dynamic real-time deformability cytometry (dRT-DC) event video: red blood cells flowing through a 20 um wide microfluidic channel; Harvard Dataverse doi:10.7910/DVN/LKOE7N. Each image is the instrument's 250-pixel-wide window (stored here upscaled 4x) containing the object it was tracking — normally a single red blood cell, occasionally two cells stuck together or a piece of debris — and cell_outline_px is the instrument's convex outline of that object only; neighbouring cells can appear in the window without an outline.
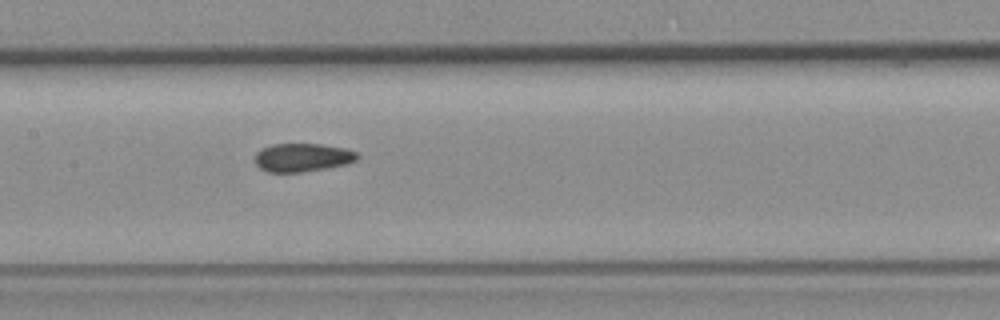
{"species": "common noctule bat (a hibernating species)", "species_latin": "Nyctalus noctula", "temperature_condition": "room temperature", "stored_images_in_passage": 6, "camera_frame_rate_fps": 3000, "um_per_image_px": 0.085, "animal": {"sex": "female", "body_mass_g": 19.3, "forearm_length_mm": 54.1}, "frame": {"image": 1, "passage_image": 6, "time_ms": 6.0, "image_size_px": [1000, 320], "cell_outline_px": [[360, 156], [356, 160], [344, 164], [328, 168], [304, 172], [268, 172], [260, 168], [256, 164], [256, 152], [272, 144], [320, 144], [344, 148], [356, 152]], "centroid_in_image_um": [25.71, 13.39], "position_along_channel_um": 181.7, "area_um2": 16.82}}